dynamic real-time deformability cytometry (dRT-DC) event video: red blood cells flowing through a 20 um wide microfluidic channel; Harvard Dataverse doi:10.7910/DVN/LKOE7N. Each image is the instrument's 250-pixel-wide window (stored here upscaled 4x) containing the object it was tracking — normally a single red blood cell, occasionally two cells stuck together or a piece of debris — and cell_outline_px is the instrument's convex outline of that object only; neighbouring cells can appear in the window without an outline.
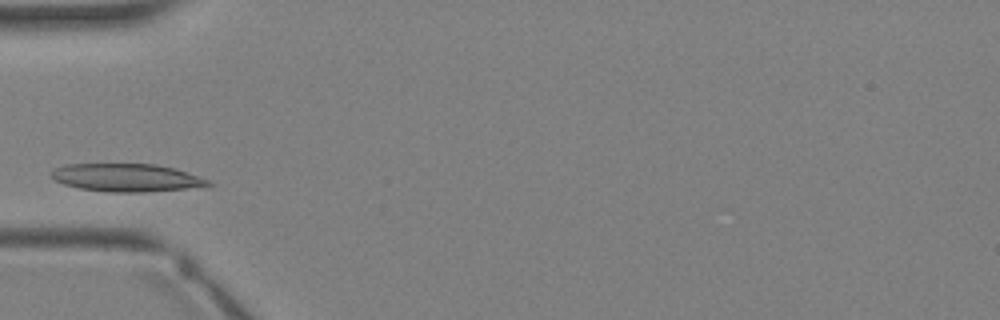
{"species": "Egyptian fruit bat (a non-hibernating species)", "species_latin": "Rousettus aegyptiacus", "temperature_condition": "warm", "stored_images_in_passage": 2, "camera_frame_rate_fps": 3000, "um_per_image_px": 0.085, "animal": {"sex": "female"}, "frame": {"image": 1, "passage_image": 2, "time_ms": 2.0, "image_size_px": [1000, 320], "cell_outline_px": [[216, 184], [208, 188], [144, 192], [108, 192], [80, 188], [64, 184], [56, 180], [52, 176], [52, 168], [64, 164], [156, 164], [176, 168], [208, 180]], "centroid_in_image_um": [10.87, 15.11], "position_along_channel_um": 74.1, "area_um2": 26.01}}